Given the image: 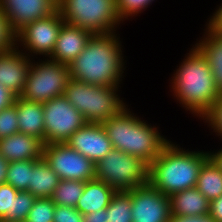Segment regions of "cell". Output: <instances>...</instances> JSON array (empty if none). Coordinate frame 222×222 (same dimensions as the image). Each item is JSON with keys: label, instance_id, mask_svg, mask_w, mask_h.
Here are the masks:
<instances>
[{"label": "cell", "instance_id": "obj_27", "mask_svg": "<svg viewBox=\"0 0 222 222\" xmlns=\"http://www.w3.org/2000/svg\"><path fill=\"white\" fill-rule=\"evenodd\" d=\"M157 0H116L117 14L125 24L144 13Z\"/></svg>", "mask_w": 222, "mask_h": 222}, {"label": "cell", "instance_id": "obj_38", "mask_svg": "<svg viewBox=\"0 0 222 222\" xmlns=\"http://www.w3.org/2000/svg\"><path fill=\"white\" fill-rule=\"evenodd\" d=\"M169 222H215L209 214L204 216H172Z\"/></svg>", "mask_w": 222, "mask_h": 222}, {"label": "cell", "instance_id": "obj_13", "mask_svg": "<svg viewBox=\"0 0 222 222\" xmlns=\"http://www.w3.org/2000/svg\"><path fill=\"white\" fill-rule=\"evenodd\" d=\"M58 0H0L10 31L16 35L27 24L57 11Z\"/></svg>", "mask_w": 222, "mask_h": 222}, {"label": "cell", "instance_id": "obj_11", "mask_svg": "<svg viewBox=\"0 0 222 222\" xmlns=\"http://www.w3.org/2000/svg\"><path fill=\"white\" fill-rule=\"evenodd\" d=\"M43 158L62 180L86 182L95 179V163L66 142L44 145Z\"/></svg>", "mask_w": 222, "mask_h": 222}, {"label": "cell", "instance_id": "obj_37", "mask_svg": "<svg viewBox=\"0 0 222 222\" xmlns=\"http://www.w3.org/2000/svg\"><path fill=\"white\" fill-rule=\"evenodd\" d=\"M16 98L12 92L0 85V111L13 105Z\"/></svg>", "mask_w": 222, "mask_h": 222}, {"label": "cell", "instance_id": "obj_39", "mask_svg": "<svg viewBox=\"0 0 222 222\" xmlns=\"http://www.w3.org/2000/svg\"><path fill=\"white\" fill-rule=\"evenodd\" d=\"M83 222H108L106 209H101L86 215H83Z\"/></svg>", "mask_w": 222, "mask_h": 222}, {"label": "cell", "instance_id": "obj_4", "mask_svg": "<svg viewBox=\"0 0 222 222\" xmlns=\"http://www.w3.org/2000/svg\"><path fill=\"white\" fill-rule=\"evenodd\" d=\"M128 104L119 113L102 123L114 149L142 159L150 165L172 139L161 128L135 113Z\"/></svg>", "mask_w": 222, "mask_h": 222}, {"label": "cell", "instance_id": "obj_21", "mask_svg": "<svg viewBox=\"0 0 222 222\" xmlns=\"http://www.w3.org/2000/svg\"><path fill=\"white\" fill-rule=\"evenodd\" d=\"M172 216H204L210 201L196 188L176 192L170 197Z\"/></svg>", "mask_w": 222, "mask_h": 222}, {"label": "cell", "instance_id": "obj_32", "mask_svg": "<svg viewBox=\"0 0 222 222\" xmlns=\"http://www.w3.org/2000/svg\"><path fill=\"white\" fill-rule=\"evenodd\" d=\"M18 192L12 185L0 184V222H12V204Z\"/></svg>", "mask_w": 222, "mask_h": 222}, {"label": "cell", "instance_id": "obj_22", "mask_svg": "<svg viewBox=\"0 0 222 222\" xmlns=\"http://www.w3.org/2000/svg\"><path fill=\"white\" fill-rule=\"evenodd\" d=\"M60 180L44 158H41L31 170L28 192L36 198H51Z\"/></svg>", "mask_w": 222, "mask_h": 222}, {"label": "cell", "instance_id": "obj_35", "mask_svg": "<svg viewBox=\"0 0 222 222\" xmlns=\"http://www.w3.org/2000/svg\"><path fill=\"white\" fill-rule=\"evenodd\" d=\"M222 2V0H221ZM216 6V9L212 11L209 18H207L205 25L214 33L222 36V3Z\"/></svg>", "mask_w": 222, "mask_h": 222}, {"label": "cell", "instance_id": "obj_26", "mask_svg": "<svg viewBox=\"0 0 222 222\" xmlns=\"http://www.w3.org/2000/svg\"><path fill=\"white\" fill-rule=\"evenodd\" d=\"M36 160H21L13 161L8 165L6 184L12 185L18 191H28L31 183V170L39 161Z\"/></svg>", "mask_w": 222, "mask_h": 222}, {"label": "cell", "instance_id": "obj_36", "mask_svg": "<svg viewBox=\"0 0 222 222\" xmlns=\"http://www.w3.org/2000/svg\"><path fill=\"white\" fill-rule=\"evenodd\" d=\"M209 215L215 222H222V195L210 201Z\"/></svg>", "mask_w": 222, "mask_h": 222}, {"label": "cell", "instance_id": "obj_5", "mask_svg": "<svg viewBox=\"0 0 222 222\" xmlns=\"http://www.w3.org/2000/svg\"><path fill=\"white\" fill-rule=\"evenodd\" d=\"M121 87L91 85L70 78L64 97L83 115L87 123L102 124L129 104L121 97Z\"/></svg>", "mask_w": 222, "mask_h": 222}, {"label": "cell", "instance_id": "obj_34", "mask_svg": "<svg viewBox=\"0 0 222 222\" xmlns=\"http://www.w3.org/2000/svg\"><path fill=\"white\" fill-rule=\"evenodd\" d=\"M15 46V35L10 31L7 20L0 8V53Z\"/></svg>", "mask_w": 222, "mask_h": 222}, {"label": "cell", "instance_id": "obj_16", "mask_svg": "<svg viewBox=\"0 0 222 222\" xmlns=\"http://www.w3.org/2000/svg\"><path fill=\"white\" fill-rule=\"evenodd\" d=\"M90 31L64 23L59 31L50 60L69 65L86 47L92 37Z\"/></svg>", "mask_w": 222, "mask_h": 222}, {"label": "cell", "instance_id": "obj_10", "mask_svg": "<svg viewBox=\"0 0 222 222\" xmlns=\"http://www.w3.org/2000/svg\"><path fill=\"white\" fill-rule=\"evenodd\" d=\"M45 145L64 143L87 122L64 96L43 103Z\"/></svg>", "mask_w": 222, "mask_h": 222}, {"label": "cell", "instance_id": "obj_31", "mask_svg": "<svg viewBox=\"0 0 222 222\" xmlns=\"http://www.w3.org/2000/svg\"><path fill=\"white\" fill-rule=\"evenodd\" d=\"M19 133L17 108L13 104L0 111V139Z\"/></svg>", "mask_w": 222, "mask_h": 222}, {"label": "cell", "instance_id": "obj_30", "mask_svg": "<svg viewBox=\"0 0 222 222\" xmlns=\"http://www.w3.org/2000/svg\"><path fill=\"white\" fill-rule=\"evenodd\" d=\"M200 122L206 125L207 129L209 128L210 135L214 133L213 136L215 135L222 142V93L215 101L213 109Z\"/></svg>", "mask_w": 222, "mask_h": 222}, {"label": "cell", "instance_id": "obj_25", "mask_svg": "<svg viewBox=\"0 0 222 222\" xmlns=\"http://www.w3.org/2000/svg\"><path fill=\"white\" fill-rule=\"evenodd\" d=\"M85 182L78 180H60L55 188L51 199L55 205L75 208L79 198L82 196Z\"/></svg>", "mask_w": 222, "mask_h": 222}, {"label": "cell", "instance_id": "obj_33", "mask_svg": "<svg viewBox=\"0 0 222 222\" xmlns=\"http://www.w3.org/2000/svg\"><path fill=\"white\" fill-rule=\"evenodd\" d=\"M53 222H83V215L73 207L55 206Z\"/></svg>", "mask_w": 222, "mask_h": 222}, {"label": "cell", "instance_id": "obj_6", "mask_svg": "<svg viewBox=\"0 0 222 222\" xmlns=\"http://www.w3.org/2000/svg\"><path fill=\"white\" fill-rule=\"evenodd\" d=\"M57 10L66 23L93 35L117 32L124 25L116 0H58Z\"/></svg>", "mask_w": 222, "mask_h": 222}, {"label": "cell", "instance_id": "obj_8", "mask_svg": "<svg viewBox=\"0 0 222 222\" xmlns=\"http://www.w3.org/2000/svg\"><path fill=\"white\" fill-rule=\"evenodd\" d=\"M69 79L68 65L49 58H33L20 97L37 103H46L52 98L64 96Z\"/></svg>", "mask_w": 222, "mask_h": 222}, {"label": "cell", "instance_id": "obj_19", "mask_svg": "<svg viewBox=\"0 0 222 222\" xmlns=\"http://www.w3.org/2000/svg\"><path fill=\"white\" fill-rule=\"evenodd\" d=\"M202 37L199 35L194 45L206 57L212 70L217 89L222 93V36L211 31L205 24Z\"/></svg>", "mask_w": 222, "mask_h": 222}, {"label": "cell", "instance_id": "obj_17", "mask_svg": "<svg viewBox=\"0 0 222 222\" xmlns=\"http://www.w3.org/2000/svg\"><path fill=\"white\" fill-rule=\"evenodd\" d=\"M43 148L40 139L23 133L0 139V154L9 162L41 159Z\"/></svg>", "mask_w": 222, "mask_h": 222}, {"label": "cell", "instance_id": "obj_28", "mask_svg": "<svg viewBox=\"0 0 222 222\" xmlns=\"http://www.w3.org/2000/svg\"><path fill=\"white\" fill-rule=\"evenodd\" d=\"M37 198L28 191H19L13 199L12 222H26L29 211Z\"/></svg>", "mask_w": 222, "mask_h": 222}, {"label": "cell", "instance_id": "obj_18", "mask_svg": "<svg viewBox=\"0 0 222 222\" xmlns=\"http://www.w3.org/2000/svg\"><path fill=\"white\" fill-rule=\"evenodd\" d=\"M14 105L17 108L19 133L36 137L45 145L43 104L19 96Z\"/></svg>", "mask_w": 222, "mask_h": 222}, {"label": "cell", "instance_id": "obj_3", "mask_svg": "<svg viewBox=\"0 0 222 222\" xmlns=\"http://www.w3.org/2000/svg\"><path fill=\"white\" fill-rule=\"evenodd\" d=\"M181 145L170 140L149 165L148 183L169 197L196 187L201 166L209 157L208 149L192 150Z\"/></svg>", "mask_w": 222, "mask_h": 222}, {"label": "cell", "instance_id": "obj_15", "mask_svg": "<svg viewBox=\"0 0 222 222\" xmlns=\"http://www.w3.org/2000/svg\"><path fill=\"white\" fill-rule=\"evenodd\" d=\"M31 58L16 46L0 53V85L19 97L25 87Z\"/></svg>", "mask_w": 222, "mask_h": 222}, {"label": "cell", "instance_id": "obj_14", "mask_svg": "<svg viewBox=\"0 0 222 222\" xmlns=\"http://www.w3.org/2000/svg\"><path fill=\"white\" fill-rule=\"evenodd\" d=\"M66 144L94 163L113 149L106 130L99 123H86L70 136Z\"/></svg>", "mask_w": 222, "mask_h": 222}, {"label": "cell", "instance_id": "obj_2", "mask_svg": "<svg viewBox=\"0 0 222 222\" xmlns=\"http://www.w3.org/2000/svg\"><path fill=\"white\" fill-rule=\"evenodd\" d=\"M120 36L119 31L92 35L84 50L68 65L70 78L91 85L123 86L128 60Z\"/></svg>", "mask_w": 222, "mask_h": 222}, {"label": "cell", "instance_id": "obj_12", "mask_svg": "<svg viewBox=\"0 0 222 222\" xmlns=\"http://www.w3.org/2000/svg\"><path fill=\"white\" fill-rule=\"evenodd\" d=\"M132 222H169L172 217L169 196L149 183L131 190Z\"/></svg>", "mask_w": 222, "mask_h": 222}, {"label": "cell", "instance_id": "obj_24", "mask_svg": "<svg viewBox=\"0 0 222 222\" xmlns=\"http://www.w3.org/2000/svg\"><path fill=\"white\" fill-rule=\"evenodd\" d=\"M130 191H116L106 208L108 222H132Z\"/></svg>", "mask_w": 222, "mask_h": 222}, {"label": "cell", "instance_id": "obj_41", "mask_svg": "<svg viewBox=\"0 0 222 222\" xmlns=\"http://www.w3.org/2000/svg\"><path fill=\"white\" fill-rule=\"evenodd\" d=\"M9 161L0 154V184H6Z\"/></svg>", "mask_w": 222, "mask_h": 222}, {"label": "cell", "instance_id": "obj_29", "mask_svg": "<svg viewBox=\"0 0 222 222\" xmlns=\"http://www.w3.org/2000/svg\"><path fill=\"white\" fill-rule=\"evenodd\" d=\"M55 206L51 198H37L26 222H53Z\"/></svg>", "mask_w": 222, "mask_h": 222}, {"label": "cell", "instance_id": "obj_23", "mask_svg": "<svg viewBox=\"0 0 222 222\" xmlns=\"http://www.w3.org/2000/svg\"><path fill=\"white\" fill-rule=\"evenodd\" d=\"M196 188L209 201L222 195V171L218 169L210 157L201 166Z\"/></svg>", "mask_w": 222, "mask_h": 222}, {"label": "cell", "instance_id": "obj_1", "mask_svg": "<svg viewBox=\"0 0 222 222\" xmlns=\"http://www.w3.org/2000/svg\"><path fill=\"white\" fill-rule=\"evenodd\" d=\"M190 47L173 70L168 86L177 106L199 122L213 109L221 93L206 57L193 43Z\"/></svg>", "mask_w": 222, "mask_h": 222}, {"label": "cell", "instance_id": "obj_9", "mask_svg": "<svg viewBox=\"0 0 222 222\" xmlns=\"http://www.w3.org/2000/svg\"><path fill=\"white\" fill-rule=\"evenodd\" d=\"M64 23L58 10L46 18L31 22L15 35V46L31 59L49 58Z\"/></svg>", "mask_w": 222, "mask_h": 222}, {"label": "cell", "instance_id": "obj_40", "mask_svg": "<svg viewBox=\"0 0 222 222\" xmlns=\"http://www.w3.org/2000/svg\"><path fill=\"white\" fill-rule=\"evenodd\" d=\"M222 146V145H221ZM217 147L218 149L208 150V155L212 161L217 165L218 169L222 171V147Z\"/></svg>", "mask_w": 222, "mask_h": 222}, {"label": "cell", "instance_id": "obj_7", "mask_svg": "<svg viewBox=\"0 0 222 222\" xmlns=\"http://www.w3.org/2000/svg\"><path fill=\"white\" fill-rule=\"evenodd\" d=\"M95 165V178L115 191H130L148 183L149 165L121 150L113 148Z\"/></svg>", "mask_w": 222, "mask_h": 222}, {"label": "cell", "instance_id": "obj_20", "mask_svg": "<svg viewBox=\"0 0 222 222\" xmlns=\"http://www.w3.org/2000/svg\"><path fill=\"white\" fill-rule=\"evenodd\" d=\"M115 192L108 184L96 178L86 181L82 196L75 208L82 215L106 209Z\"/></svg>", "mask_w": 222, "mask_h": 222}]
</instances>
